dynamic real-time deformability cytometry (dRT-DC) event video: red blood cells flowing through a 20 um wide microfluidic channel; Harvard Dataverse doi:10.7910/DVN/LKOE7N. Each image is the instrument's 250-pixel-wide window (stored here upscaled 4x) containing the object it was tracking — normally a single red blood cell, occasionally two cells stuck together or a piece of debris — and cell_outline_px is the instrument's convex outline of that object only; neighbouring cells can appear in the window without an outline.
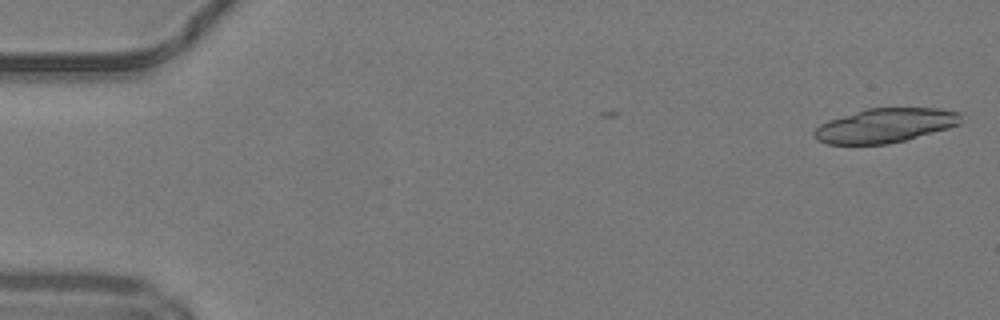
{"species": "common noctule bat (a hibernating species)", "species_latin": "Nyctalus noctula", "temperature_condition": "warm", "stored_images_in_passage": 2, "camera_frame_rate_fps": 3000, "um_per_image_px": 0.085, "animal": {"sex": "male", "body_mass_g": 19.2, "forearm_length_mm": 51.8}, "frame": {"image": 1, "passage_image": 2, "time_ms": 0.333, "image_size_px": [1000, 320], "cell_outline_px": [[964, 112], [960, 124], [948, 128], [904, 140], [888, 144], [828, 144], [816, 140], [812, 136], [812, 132], [820, 124], [828, 120], [864, 108], [940, 108]], "centroid_in_image_um": [75.24, 10.65], "position_along_channel_um": 9.8, "area_um2": 29.59}}